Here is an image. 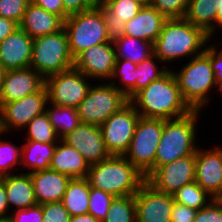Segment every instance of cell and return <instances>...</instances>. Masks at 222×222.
I'll list each match as a JSON object with an SVG mask.
<instances>
[{
    "label": "cell",
    "mask_w": 222,
    "mask_h": 222,
    "mask_svg": "<svg viewBox=\"0 0 222 222\" xmlns=\"http://www.w3.org/2000/svg\"><path fill=\"white\" fill-rule=\"evenodd\" d=\"M114 198L115 197L112 194L90 186L88 214H91L102 222L107 216L111 202Z\"/></svg>",
    "instance_id": "8d00e7d4"
},
{
    "label": "cell",
    "mask_w": 222,
    "mask_h": 222,
    "mask_svg": "<svg viewBox=\"0 0 222 222\" xmlns=\"http://www.w3.org/2000/svg\"><path fill=\"white\" fill-rule=\"evenodd\" d=\"M200 110L177 118L164 120L160 143L157 147L153 169L187 155L195 154Z\"/></svg>",
    "instance_id": "277c9868"
},
{
    "label": "cell",
    "mask_w": 222,
    "mask_h": 222,
    "mask_svg": "<svg viewBox=\"0 0 222 222\" xmlns=\"http://www.w3.org/2000/svg\"><path fill=\"white\" fill-rule=\"evenodd\" d=\"M61 140L82 154L89 165L99 163L111 156L106 149L102 132L98 125L80 123Z\"/></svg>",
    "instance_id": "e0dca14e"
},
{
    "label": "cell",
    "mask_w": 222,
    "mask_h": 222,
    "mask_svg": "<svg viewBox=\"0 0 222 222\" xmlns=\"http://www.w3.org/2000/svg\"><path fill=\"white\" fill-rule=\"evenodd\" d=\"M102 222H136L135 194L115 197Z\"/></svg>",
    "instance_id": "836d02e7"
},
{
    "label": "cell",
    "mask_w": 222,
    "mask_h": 222,
    "mask_svg": "<svg viewBox=\"0 0 222 222\" xmlns=\"http://www.w3.org/2000/svg\"><path fill=\"white\" fill-rule=\"evenodd\" d=\"M26 131V140L41 143H58L61 139L53 128L46 112L34 117L23 129Z\"/></svg>",
    "instance_id": "d6a6232c"
},
{
    "label": "cell",
    "mask_w": 222,
    "mask_h": 222,
    "mask_svg": "<svg viewBox=\"0 0 222 222\" xmlns=\"http://www.w3.org/2000/svg\"><path fill=\"white\" fill-rule=\"evenodd\" d=\"M88 79L75 67L46 77L48 102L77 109L92 85Z\"/></svg>",
    "instance_id": "30bf717a"
},
{
    "label": "cell",
    "mask_w": 222,
    "mask_h": 222,
    "mask_svg": "<svg viewBox=\"0 0 222 222\" xmlns=\"http://www.w3.org/2000/svg\"><path fill=\"white\" fill-rule=\"evenodd\" d=\"M195 152V181L213 198L222 199V146Z\"/></svg>",
    "instance_id": "5bb4252c"
},
{
    "label": "cell",
    "mask_w": 222,
    "mask_h": 222,
    "mask_svg": "<svg viewBox=\"0 0 222 222\" xmlns=\"http://www.w3.org/2000/svg\"><path fill=\"white\" fill-rule=\"evenodd\" d=\"M42 212V222H70L71 216L61 201L42 204Z\"/></svg>",
    "instance_id": "ab89813d"
},
{
    "label": "cell",
    "mask_w": 222,
    "mask_h": 222,
    "mask_svg": "<svg viewBox=\"0 0 222 222\" xmlns=\"http://www.w3.org/2000/svg\"><path fill=\"white\" fill-rule=\"evenodd\" d=\"M18 27L19 25L16 22L0 16V42L9 34L13 33Z\"/></svg>",
    "instance_id": "c3c4849f"
},
{
    "label": "cell",
    "mask_w": 222,
    "mask_h": 222,
    "mask_svg": "<svg viewBox=\"0 0 222 222\" xmlns=\"http://www.w3.org/2000/svg\"><path fill=\"white\" fill-rule=\"evenodd\" d=\"M195 154L176 159L154 168L145 178L155 190L174 194L182 186L195 181Z\"/></svg>",
    "instance_id": "4fadbf2b"
},
{
    "label": "cell",
    "mask_w": 222,
    "mask_h": 222,
    "mask_svg": "<svg viewBox=\"0 0 222 222\" xmlns=\"http://www.w3.org/2000/svg\"><path fill=\"white\" fill-rule=\"evenodd\" d=\"M166 20L151 5L143 6L136 16L126 22L124 35L154 43Z\"/></svg>",
    "instance_id": "44dd1931"
},
{
    "label": "cell",
    "mask_w": 222,
    "mask_h": 222,
    "mask_svg": "<svg viewBox=\"0 0 222 222\" xmlns=\"http://www.w3.org/2000/svg\"><path fill=\"white\" fill-rule=\"evenodd\" d=\"M222 0H189L185 19L202 28L211 38L216 35V17ZM215 34V35H214Z\"/></svg>",
    "instance_id": "d4e9b609"
},
{
    "label": "cell",
    "mask_w": 222,
    "mask_h": 222,
    "mask_svg": "<svg viewBox=\"0 0 222 222\" xmlns=\"http://www.w3.org/2000/svg\"><path fill=\"white\" fill-rule=\"evenodd\" d=\"M0 222H9V218H0Z\"/></svg>",
    "instance_id": "6f0895ef"
},
{
    "label": "cell",
    "mask_w": 222,
    "mask_h": 222,
    "mask_svg": "<svg viewBox=\"0 0 222 222\" xmlns=\"http://www.w3.org/2000/svg\"><path fill=\"white\" fill-rule=\"evenodd\" d=\"M193 222H222V199H213L198 210Z\"/></svg>",
    "instance_id": "60d3db41"
},
{
    "label": "cell",
    "mask_w": 222,
    "mask_h": 222,
    "mask_svg": "<svg viewBox=\"0 0 222 222\" xmlns=\"http://www.w3.org/2000/svg\"><path fill=\"white\" fill-rule=\"evenodd\" d=\"M70 222H101L91 214L76 215L70 218Z\"/></svg>",
    "instance_id": "f907efd6"
},
{
    "label": "cell",
    "mask_w": 222,
    "mask_h": 222,
    "mask_svg": "<svg viewBox=\"0 0 222 222\" xmlns=\"http://www.w3.org/2000/svg\"><path fill=\"white\" fill-rule=\"evenodd\" d=\"M19 27L32 39L54 34L64 28V20L45 9L30 3Z\"/></svg>",
    "instance_id": "7402d4cb"
},
{
    "label": "cell",
    "mask_w": 222,
    "mask_h": 222,
    "mask_svg": "<svg viewBox=\"0 0 222 222\" xmlns=\"http://www.w3.org/2000/svg\"><path fill=\"white\" fill-rule=\"evenodd\" d=\"M45 79L33 68L4 71L0 88V106L38 92Z\"/></svg>",
    "instance_id": "ac0fdd59"
},
{
    "label": "cell",
    "mask_w": 222,
    "mask_h": 222,
    "mask_svg": "<svg viewBox=\"0 0 222 222\" xmlns=\"http://www.w3.org/2000/svg\"><path fill=\"white\" fill-rule=\"evenodd\" d=\"M33 41L20 27L5 37L0 42V65L3 70L28 68L32 60Z\"/></svg>",
    "instance_id": "d6986e66"
},
{
    "label": "cell",
    "mask_w": 222,
    "mask_h": 222,
    "mask_svg": "<svg viewBox=\"0 0 222 222\" xmlns=\"http://www.w3.org/2000/svg\"><path fill=\"white\" fill-rule=\"evenodd\" d=\"M100 83L90 86L86 97L77 107L81 123L101 126L113 113L129 102L113 84Z\"/></svg>",
    "instance_id": "ba28073f"
},
{
    "label": "cell",
    "mask_w": 222,
    "mask_h": 222,
    "mask_svg": "<svg viewBox=\"0 0 222 222\" xmlns=\"http://www.w3.org/2000/svg\"><path fill=\"white\" fill-rule=\"evenodd\" d=\"M197 210L174 202L171 212V222H193Z\"/></svg>",
    "instance_id": "ee69618b"
},
{
    "label": "cell",
    "mask_w": 222,
    "mask_h": 222,
    "mask_svg": "<svg viewBox=\"0 0 222 222\" xmlns=\"http://www.w3.org/2000/svg\"><path fill=\"white\" fill-rule=\"evenodd\" d=\"M64 29L74 59L90 47L110 42L105 19L96 5L90 10L68 16L64 21Z\"/></svg>",
    "instance_id": "52a82bcc"
},
{
    "label": "cell",
    "mask_w": 222,
    "mask_h": 222,
    "mask_svg": "<svg viewBox=\"0 0 222 222\" xmlns=\"http://www.w3.org/2000/svg\"><path fill=\"white\" fill-rule=\"evenodd\" d=\"M56 144L25 140L22 145L21 168L31 170L27 173L49 169Z\"/></svg>",
    "instance_id": "484cf974"
},
{
    "label": "cell",
    "mask_w": 222,
    "mask_h": 222,
    "mask_svg": "<svg viewBox=\"0 0 222 222\" xmlns=\"http://www.w3.org/2000/svg\"><path fill=\"white\" fill-rule=\"evenodd\" d=\"M115 61L113 43L105 42L81 52L74 59V67L90 78V81L105 82L109 81L113 74Z\"/></svg>",
    "instance_id": "9a60e30c"
},
{
    "label": "cell",
    "mask_w": 222,
    "mask_h": 222,
    "mask_svg": "<svg viewBox=\"0 0 222 222\" xmlns=\"http://www.w3.org/2000/svg\"><path fill=\"white\" fill-rule=\"evenodd\" d=\"M94 5L102 4L105 0H90Z\"/></svg>",
    "instance_id": "db71d44e"
},
{
    "label": "cell",
    "mask_w": 222,
    "mask_h": 222,
    "mask_svg": "<svg viewBox=\"0 0 222 222\" xmlns=\"http://www.w3.org/2000/svg\"><path fill=\"white\" fill-rule=\"evenodd\" d=\"M30 0H0V16L20 25Z\"/></svg>",
    "instance_id": "f35d334b"
},
{
    "label": "cell",
    "mask_w": 222,
    "mask_h": 222,
    "mask_svg": "<svg viewBox=\"0 0 222 222\" xmlns=\"http://www.w3.org/2000/svg\"><path fill=\"white\" fill-rule=\"evenodd\" d=\"M136 65L137 64L131 61L116 59L113 74L108 81L120 90L128 99L136 93Z\"/></svg>",
    "instance_id": "f546056e"
},
{
    "label": "cell",
    "mask_w": 222,
    "mask_h": 222,
    "mask_svg": "<svg viewBox=\"0 0 222 222\" xmlns=\"http://www.w3.org/2000/svg\"><path fill=\"white\" fill-rule=\"evenodd\" d=\"M214 44H207L204 51L210 56L215 81L217 86L222 90V50L219 49L218 44Z\"/></svg>",
    "instance_id": "7bdbcfd3"
},
{
    "label": "cell",
    "mask_w": 222,
    "mask_h": 222,
    "mask_svg": "<svg viewBox=\"0 0 222 222\" xmlns=\"http://www.w3.org/2000/svg\"><path fill=\"white\" fill-rule=\"evenodd\" d=\"M29 67L44 79L74 67V58L70 53L68 36L64 28L54 34L34 39Z\"/></svg>",
    "instance_id": "8992f818"
},
{
    "label": "cell",
    "mask_w": 222,
    "mask_h": 222,
    "mask_svg": "<svg viewBox=\"0 0 222 222\" xmlns=\"http://www.w3.org/2000/svg\"><path fill=\"white\" fill-rule=\"evenodd\" d=\"M213 40L202 28L191 24L185 18L167 19L158 38L153 43L154 54L162 63L177 59L189 60L202 54ZM189 56V57H188Z\"/></svg>",
    "instance_id": "7a4b0ae2"
},
{
    "label": "cell",
    "mask_w": 222,
    "mask_h": 222,
    "mask_svg": "<svg viewBox=\"0 0 222 222\" xmlns=\"http://www.w3.org/2000/svg\"><path fill=\"white\" fill-rule=\"evenodd\" d=\"M4 132L2 131V126H1V115H0V135L3 136Z\"/></svg>",
    "instance_id": "9f6ffc18"
},
{
    "label": "cell",
    "mask_w": 222,
    "mask_h": 222,
    "mask_svg": "<svg viewBox=\"0 0 222 222\" xmlns=\"http://www.w3.org/2000/svg\"><path fill=\"white\" fill-rule=\"evenodd\" d=\"M96 6L101 10L104 19H121L126 22L136 16L143 7L135 0H105Z\"/></svg>",
    "instance_id": "1f68e13d"
},
{
    "label": "cell",
    "mask_w": 222,
    "mask_h": 222,
    "mask_svg": "<svg viewBox=\"0 0 222 222\" xmlns=\"http://www.w3.org/2000/svg\"><path fill=\"white\" fill-rule=\"evenodd\" d=\"M90 184L87 178L71 179L62 198V204L70 216L88 214Z\"/></svg>",
    "instance_id": "4316f807"
},
{
    "label": "cell",
    "mask_w": 222,
    "mask_h": 222,
    "mask_svg": "<svg viewBox=\"0 0 222 222\" xmlns=\"http://www.w3.org/2000/svg\"><path fill=\"white\" fill-rule=\"evenodd\" d=\"M9 141L0 135V177L15 174V171L12 172L14 168L21 169L22 146H16Z\"/></svg>",
    "instance_id": "d590c367"
},
{
    "label": "cell",
    "mask_w": 222,
    "mask_h": 222,
    "mask_svg": "<svg viewBox=\"0 0 222 222\" xmlns=\"http://www.w3.org/2000/svg\"><path fill=\"white\" fill-rule=\"evenodd\" d=\"M172 195L155 190L146 181L135 193L136 222H171Z\"/></svg>",
    "instance_id": "2e32d148"
},
{
    "label": "cell",
    "mask_w": 222,
    "mask_h": 222,
    "mask_svg": "<svg viewBox=\"0 0 222 222\" xmlns=\"http://www.w3.org/2000/svg\"><path fill=\"white\" fill-rule=\"evenodd\" d=\"M42 204H37L26 209L12 211L9 222H42Z\"/></svg>",
    "instance_id": "b9f144b4"
},
{
    "label": "cell",
    "mask_w": 222,
    "mask_h": 222,
    "mask_svg": "<svg viewBox=\"0 0 222 222\" xmlns=\"http://www.w3.org/2000/svg\"><path fill=\"white\" fill-rule=\"evenodd\" d=\"M65 10V20L68 16L90 10L95 5L90 0H62Z\"/></svg>",
    "instance_id": "f6af8a7d"
},
{
    "label": "cell",
    "mask_w": 222,
    "mask_h": 222,
    "mask_svg": "<svg viewBox=\"0 0 222 222\" xmlns=\"http://www.w3.org/2000/svg\"><path fill=\"white\" fill-rule=\"evenodd\" d=\"M172 197L174 202L196 209L197 211L204 208L215 199L196 181L182 186L172 194Z\"/></svg>",
    "instance_id": "4dcf8cb0"
},
{
    "label": "cell",
    "mask_w": 222,
    "mask_h": 222,
    "mask_svg": "<svg viewBox=\"0 0 222 222\" xmlns=\"http://www.w3.org/2000/svg\"><path fill=\"white\" fill-rule=\"evenodd\" d=\"M47 103L48 95L45 85L38 92L20 100L3 103L0 106V115L4 134L7 136L11 131H22L34 117L46 111Z\"/></svg>",
    "instance_id": "7c38bea8"
},
{
    "label": "cell",
    "mask_w": 222,
    "mask_h": 222,
    "mask_svg": "<svg viewBox=\"0 0 222 222\" xmlns=\"http://www.w3.org/2000/svg\"><path fill=\"white\" fill-rule=\"evenodd\" d=\"M139 3H141L143 6H147V5H150L152 0H135Z\"/></svg>",
    "instance_id": "f5cc1de1"
},
{
    "label": "cell",
    "mask_w": 222,
    "mask_h": 222,
    "mask_svg": "<svg viewBox=\"0 0 222 222\" xmlns=\"http://www.w3.org/2000/svg\"><path fill=\"white\" fill-rule=\"evenodd\" d=\"M46 106L49 107H46L45 112L60 139L72 132L81 123L75 108L53 105L50 102Z\"/></svg>",
    "instance_id": "f1b7e54d"
},
{
    "label": "cell",
    "mask_w": 222,
    "mask_h": 222,
    "mask_svg": "<svg viewBox=\"0 0 222 222\" xmlns=\"http://www.w3.org/2000/svg\"><path fill=\"white\" fill-rule=\"evenodd\" d=\"M106 30L110 42H115L124 36L126 21L121 19H105Z\"/></svg>",
    "instance_id": "bcb514c9"
},
{
    "label": "cell",
    "mask_w": 222,
    "mask_h": 222,
    "mask_svg": "<svg viewBox=\"0 0 222 222\" xmlns=\"http://www.w3.org/2000/svg\"><path fill=\"white\" fill-rule=\"evenodd\" d=\"M29 174L38 204L62 201L67 184L71 180L69 176L50 168Z\"/></svg>",
    "instance_id": "ffe728a7"
},
{
    "label": "cell",
    "mask_w": 222,
    "mask_h": 222,
    "mask_svg": "<svg viewBox=\"0 0 222 222\" xmlns=\"http://www.w3.org/2000/svg\"><path fill=\"white\" fill-rule=\"evenodd\" d=\"M218 9L217 17H216V35L217 30L220 32V28L222 29V1L219 6H216Z\"/></svg>",
    "instance_id": "816d5d0a"
},
{
    "label": "cell",
    "mask_w": 222,
    "mask_h": 222,
    "mask_svg": "<svg viewBox=\"0 0 222 222\" xmlns=\"http://www.w3.org/2000/svg\"><path fill=\"white\" fill-rule=\"evenodd\" d=\"M139 118L135 107L128 102L100 126L106 149L111 155H124L128 150Z\"/></svg>",
    "instance_id": "8fae6325"
},
{
    "label": "cell",
    "mask_w": 222,
    "mask_h": 222,
    "mask_svg": "<svg viewBox=\"0 0 222 222\" xmlns=\"http://www.w3.org/2000/svg\"><path fill=\"white\" fill-rule=\"evenodd\" d=\"M129 102L145 118L177 119L193 111L184 101L171 68L136 92Z\"/></svg>",
    "instance_id": "6da1fadb"
},
{
    "label": "cell",
    "mask_w": 222,
    "mask_h": 222,
    "mask_svg": "<svg viewBox=\"0 0 222 222\" xmlns=\"http://www.w3.org/2000/svg\"><path fill=\"white\" fill-rule=\"evenodd\" d=\"M116 59H124L135 64L141 63L154 54L153 43L124 35L113 42Z\"/></svg>",
    "instance_id": "83f0119b"
},
{
    "label": "cell",
    "mask_w": 222,
    "mask_h": 222,
    "mask_svg": "<svg viewBox=\"0 0 222 222\" xmlns=\"http://www.w3.org/2000/svg\"><path fill=\"white\" fill-rule=\"evenodd\" d=\"M187 62L180 70H171L184 101L192 110L202 111L212 99L211 91L217 88L214 91L221 95L222 90L217 86L210 56L205 51Z\"/></svg>",
    "instance_id": "5b68a950"
},
{
    "label": "cell",
    "mask_w": 222,
    "mask_h": 222,
    "mask_svg": "<svg viewBox=\"0 0 222 222\" xmlns=\"http://www.w3.org/2000/svg\"><path fill=\"white\" fill-rule=\"evenodd\" d=\"M87 179L91 187L121 197L135 194L146 178L123 155H111L90 165Z\"/></svg>",
    "instance_id": "3957f363"
},
{
    "label": "cell",
    "mask_w": 222,
    "mask_h": 222,
    "mask_svg": "<svg viewBox=\"0 0 222 222\" xmlns=\"http://www.w3.org/2000/svg\"><path fill=\"white\" fill-rule=\"evenodd\" d=\"M163 125V119L140 116L130 146L123 155L145 177L153 170Z\"/></svg>",
    "instance_id": "9c48e42d"
},
{
    "label": "cell",
    "mask_w": 222,
    "mask_h": 222,
    "mask_svg": "<svg viewBox=\"0 0 222 222\" xmlns=\"http://www.w3.org/2000/svg\"><path fill=\"white\" fill-rule=\"evenodd\" d=\"M49 168L74 178H87L89 163L75 148L60 140L56 144Z\"/></svg>",
    "instance_id": "603a6c76"
},
{
    "label": "cell",
    "mask_w": 222,
    "mask_h": 222,
    "mask_svg": "<svg viewBox=\"0 0 222 222\" xmlns=\"http://www.w3.org/2000/svg\"><path fill=\"white\" fill-rule=\"evenodd\" d=\"M10 213L4 181L0 178V218H9Z\"/></svg>",
    "instance_id": "681fc988"
},
{
    "label": "cell",
    "mask_w": 222,
    "mask_h": 222,
    "mask_svg": "<svg viewBox=\"0 0 222 222\" xmlns=\"http://www.w3.org/2000/svg\"><path fill=\"white\" fill-rule=\"evenodd\" d=\"M0 178L4 181L10 210L26 209L38 204L29 173L25 171L20 173L19 171V173L5 175Z\"/></svg>",
    "instance_id": "cb8c5ba5"
},
{
    "label": "cell",
    "mask_w": 222,
    "mask_h": 222,
    "mask_svg": "<svg viewBox=\"0 0 222 222\" xmlns=\"http://www.w3.org/2000/svg\"><path fill=\"white\" fill-rule=\"evenodd\" d=\"M3 73H4V70H3L2 66L0 65V88H1V83H2Z\"/></svg>",
    "instance_id": "11a10c76"
},
{
    "label": "cell",
    "mask_w": 222,
    "mask_h": 222,
    "mask_svg": "<svg viewBox=\"0 0 222 222\" xmlns=\"http://www.w3.org/2000/svg\"><path fill=\"white\" fill-rule=\"evenodd\" d=\"M34 5H37L47 12L60 16L65 21V10L62 0H30Z\"/></svg>",
    "instance_id": "7dc6e473"
},
{
    "label": "cell",
    "mask_w": 222,
    "mask_h": 222,
    "mask_svg": "<svg viewBox=\"0 0 222 222\" xmlns=\"http://www.w3.org/2000/svg\"><path fill=\"white\" fill-rule=\"evenodd\" d=\"M189 0H152L151 6L167 19L184 18Z\"/></svg>",
    "instance_id": "74e56055"
},
{
    "label": "cell",
    "mask_w": 222,
    "mask_h": 222,
    "mask_svg": "<svg viewBox=\"0 0 222 222\" xmlns=\"http://www.w3.org/2000/svg\"><path fill=\"white\" fill-rule=\"evenodd\" d=\"M156 60V61H155ZM162 62L158 57L153 54L148 59L143 60L141 63L136 65L137 69V80H136V92L140 89L148 86L151 82L158 80L163 76L169 69L170 65H164L165 67H159Z\"/></svg>",
    "instance_id": "e575fe53"
}]
</instances>
